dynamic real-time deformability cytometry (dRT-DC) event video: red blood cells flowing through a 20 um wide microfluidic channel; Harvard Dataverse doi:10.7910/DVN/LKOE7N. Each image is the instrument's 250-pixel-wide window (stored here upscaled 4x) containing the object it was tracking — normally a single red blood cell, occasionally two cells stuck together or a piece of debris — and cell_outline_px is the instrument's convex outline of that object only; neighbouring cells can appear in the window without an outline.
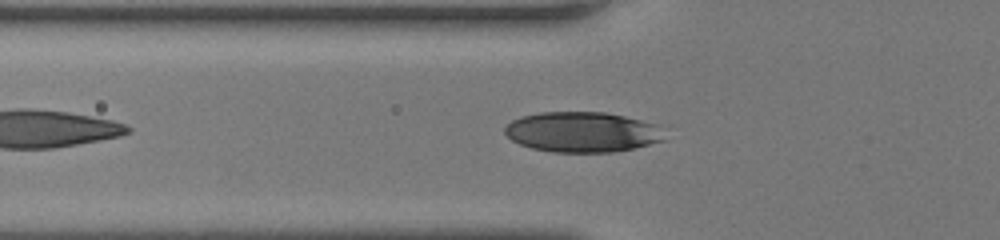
{"species": "human", "species_latin": "Homo sapiens", "temperature_condition": "room temperature", "stored_images_in_passage": 32, "camera_frame_rate_fps": 3000, "um_per_image_px": 0.085, "donor": {"sex": "female"}, "frame": {"image": 1, "passage_image": 5, "time_ms": 1.333, "image_size_px": [1000, 240], "cell_outline_px": [[664, 140], [632, 148], [612, 152], [552, 152], [532, 148], [520, 144], [512, 140], [504, 132], [504, 128], [512, 120], [520, 116], [540, 112], [604, 112], [624, 116], [660, 124]], "centroid_in_image_um": [49.48, 11.21], "position_along_channel_um": 76.3, "area_um2": 37.51}}
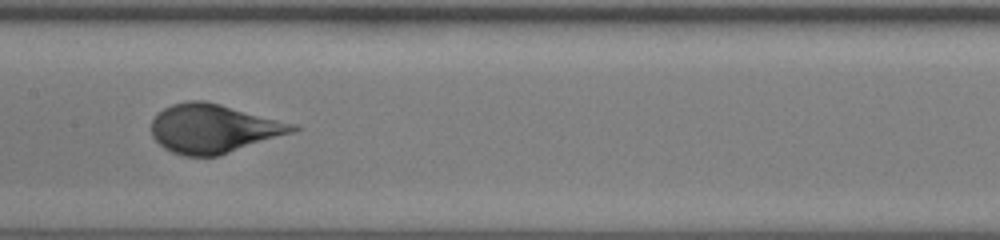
{"frame": {"image": 2, "passage_image": 13, "time_ms": 4.0, "image_size_px": [1000, 240], "cell_outline_px": [[304, 128], [220, 156], [184, 156], [172, 152], [164, 148], [152, 136], [152, 120], [156, 112], [172, 104], [188, 100], [204, 100], [220, 104], [296, 124]], "centroid_in_image_um": [18.13, 10.93], "position_along_channel_um": 189.3, "area_um2": 40.23}}
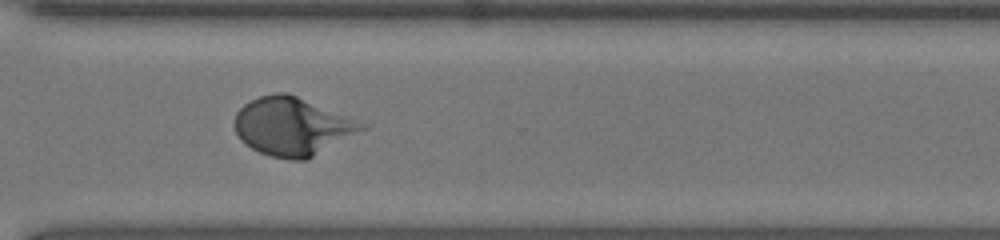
{"frame": {"image": 3, "passage_image": 24, "time_ms": 7.667, "image_size_px": [1000, 240], "cell_outline_px": [[372, 124], [368, 128], [308, 160], [288, 160], [268, 156], [244, 144], [240, 140], [232, 124], [236, 112], [244, 104], [260, 96], [272, 92], [288, 92]], "centroid_in_image_um": [24.9, 10.74], "position_along_channel_um": 345.7, "area_um2": 44.22}}